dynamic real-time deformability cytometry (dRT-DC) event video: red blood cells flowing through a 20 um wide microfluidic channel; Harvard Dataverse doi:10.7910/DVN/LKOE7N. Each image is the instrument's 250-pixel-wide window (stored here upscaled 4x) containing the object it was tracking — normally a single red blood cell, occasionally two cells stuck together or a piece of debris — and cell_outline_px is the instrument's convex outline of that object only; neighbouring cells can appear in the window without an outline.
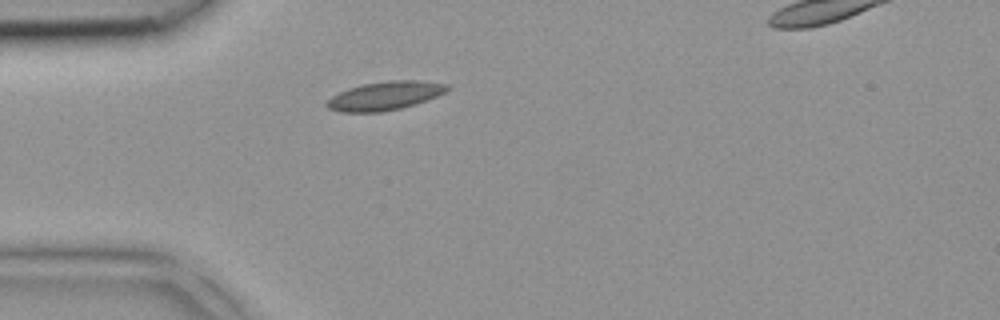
{"species": "common noctule bat (a hibernating species)", "species_latin": "Nyctalus noctula", "temperature_condition": "room temperature", "stored_images_in_passage": 2, "segment_of_instrument_passage": [1, 2], "camera_frame_rate_fps": 3000, "um_per_image_px": 0.085, "animal": {"sex": "female", "body_mass_g": 18.4}, "frame": {"image": 1, "passage_image": 1, "time_ms": 0.0, "image_size_px": [1000, 320], "cell_outline_px": [[448, 88], [444, 92], [436, 96], [416, 104], [400, 108], [380, 112], [340, 112], [328, 108], [324, 104], [332, 96], [348, 88], [364, 84], [388, 80], [420, 80], [448, 84]], "centroid_in_image_um": [32.7, 8.14], "position_along_channel_um": 52.3, "area_um2": 19.94}}